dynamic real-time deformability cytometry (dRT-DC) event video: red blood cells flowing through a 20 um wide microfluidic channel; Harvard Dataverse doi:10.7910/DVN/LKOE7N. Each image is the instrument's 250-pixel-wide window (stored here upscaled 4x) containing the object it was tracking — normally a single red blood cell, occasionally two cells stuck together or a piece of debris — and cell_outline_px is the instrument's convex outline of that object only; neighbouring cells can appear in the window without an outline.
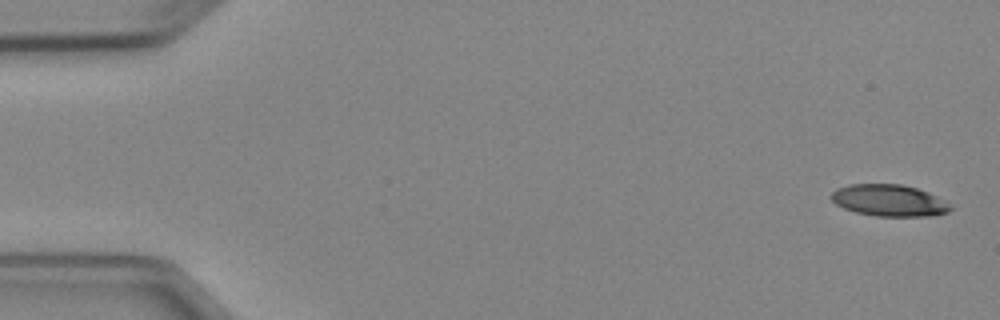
{"species": "Egyptian fruit bat (a non-hibernating species)", "species_latin": "Rousettus aegyptiacus", "temperature_condition": "cold", "stored_images_in_passage": 4, "camera_frame_rate_fps": 3000, "um_per_image_px": 0.085, "animal": {"sex": "female"}, "frame": {"image": 1, "passage_image": 1, "time_ms": 0.0, "image_size_px": [1000, 320], "cell_outline_px": [[952, 208], [948, 212], [932, 216], [876, 216], [856, 212], [844, 208], [836, 204], [828, 196], [836, 188], [848, 184], [900, 184], [916, 188], [928, 192], [944, 200]], "centroid_in_image_um": [75.54, 17.03], "position_along_channel_um": 9.5, "area_um2": 22.02}}
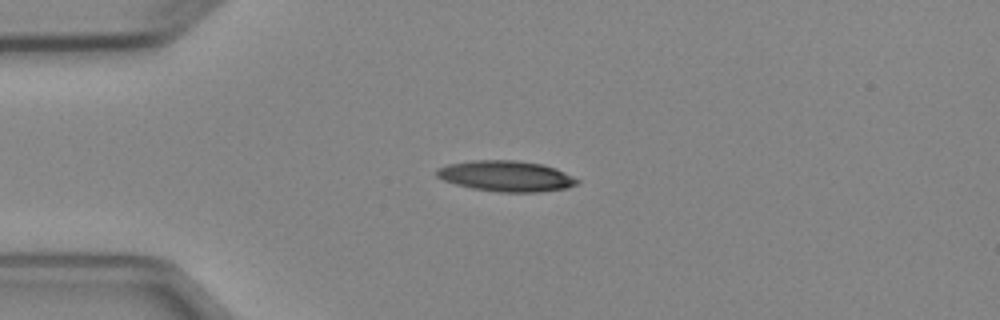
{"frame": {"image": 2, "passage_image": 4, "time_ms": 3.667, "image_size_px": [1000, 320], "cell_outline_px": [[580, 180], [576, 184], [568, 188], [540, 192], [500, 192], [472, 188], [456, 184], [444, 180], [436, 176], [436, 168], [448, 164], [472, 160], [516, 160], [544, 164], [556, 168]], "centroid_in_image_um": [43.03, 14.96], "position_along_channel_um": 42.0, "area_um2": 25.26}}